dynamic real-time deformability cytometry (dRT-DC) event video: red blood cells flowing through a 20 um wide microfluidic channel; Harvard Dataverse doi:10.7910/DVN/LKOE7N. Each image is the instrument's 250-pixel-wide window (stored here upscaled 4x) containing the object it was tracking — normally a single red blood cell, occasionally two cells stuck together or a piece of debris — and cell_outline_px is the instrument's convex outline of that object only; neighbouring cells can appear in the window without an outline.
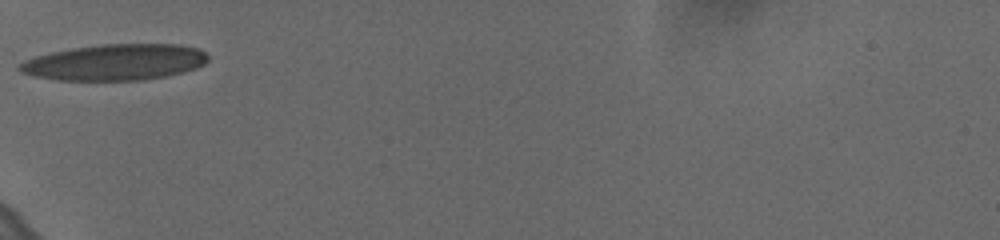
{"species": "human", "species_latin": "Homo sapiens", "temperature_condition": "cold", "stored_images_in_passage": 2, "camera_frame_rate_fps": 3000, "um_per_image_px": 0.085, "donor": {"sex": "female"}, "frame": {"image": 1, "passage_image": 1, "time_ms": 0.0, "image_size_px": [1000, 240], "cell_outline_px": [[208, 60], [204, 64], [196, 68], [184, 72], [168, 76], [140, 80], [56, 80], [32, 76], [20, 72], [16, 68], [24, 60], [36, 56], [52, 52], [72, 48], [100, 44], [180, 44], [200, 48], [208, 56]], "centroid_in_image_um": [9.78, 5.29], "position_along_channel_um": 75.2, "area_um2": 39.94}}